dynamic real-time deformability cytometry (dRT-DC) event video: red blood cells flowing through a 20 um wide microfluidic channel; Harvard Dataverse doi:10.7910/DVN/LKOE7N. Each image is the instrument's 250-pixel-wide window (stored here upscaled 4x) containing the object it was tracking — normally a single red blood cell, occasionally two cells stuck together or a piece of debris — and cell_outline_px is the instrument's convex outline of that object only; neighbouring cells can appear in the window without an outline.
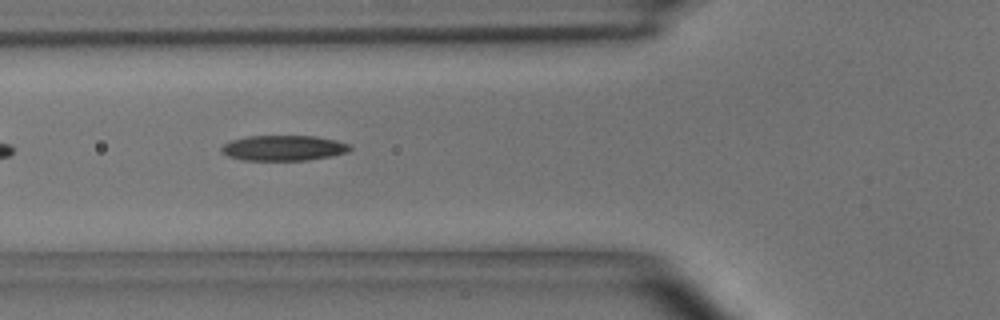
{"species": "common noctule bat (a hibernating species)", "species_latin": "Nyctalus noctula", "temperature_condition": "room temperature", "stored_images_in_passage": 6, "camera_frame_rate_fps": 3000, "um_per_image_px": 0.085, "animal": {"sex": "male", "body_mass_g": 15.6}, "frame": {"image": 1, "passage_image": 5, "time_ms": 4.667, "image_size_px": [1000, 320], "cell_outline_px": [[352, 148], [348, 152], [332, 156], [308, 160], [240, 160], [228, 156], [220, 152], [220, 148], [224, 144], [232, 140], [248, 136], [316, 136], [336, 140], [348, 144]], "centroid_in_image_um": [24.09, 12.58], "position_along_channel_um": 101.7, "area_um2": 19.07}}